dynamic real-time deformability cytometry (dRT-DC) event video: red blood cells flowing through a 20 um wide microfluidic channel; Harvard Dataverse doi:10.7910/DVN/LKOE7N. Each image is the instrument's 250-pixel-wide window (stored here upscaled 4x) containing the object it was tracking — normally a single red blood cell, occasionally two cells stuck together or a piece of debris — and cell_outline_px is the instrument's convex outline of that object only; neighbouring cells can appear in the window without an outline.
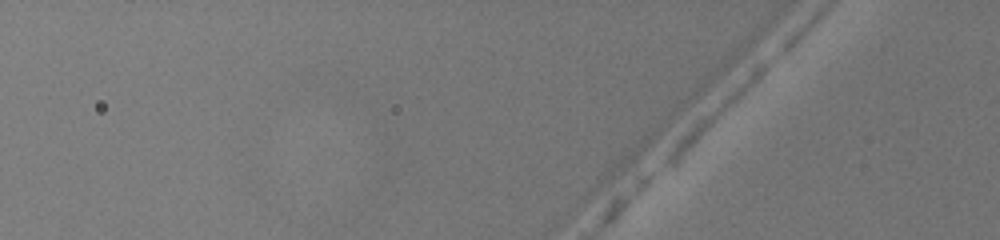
{"species": "common noctule bat (a hibernating species)", "species_latin": "Nyctalus noctula", "temperature_condition": "warm", "stored_images_in_passage": 2, "camera_frame_rate_fps": 3000, "um_per_image_px": 0.085, "animal": {"sex": "female", "body_mass_g": 19.5, "forearm_length_mm": 54.1}, "frame": {"image": 1, "passage_image": 2, "time_ms": 0.333, "image_size_px": [1000, 240], "cell_outline_px": [[776, 52], [772, 60], [712, 120], [664, 164], [664, 156], [676, 136], [732, 84], [760, 60]], "centroid_in_image_um": [60.81, 9.18], "position_along_channel_um": 65.0, "area_um2": 11.68}}